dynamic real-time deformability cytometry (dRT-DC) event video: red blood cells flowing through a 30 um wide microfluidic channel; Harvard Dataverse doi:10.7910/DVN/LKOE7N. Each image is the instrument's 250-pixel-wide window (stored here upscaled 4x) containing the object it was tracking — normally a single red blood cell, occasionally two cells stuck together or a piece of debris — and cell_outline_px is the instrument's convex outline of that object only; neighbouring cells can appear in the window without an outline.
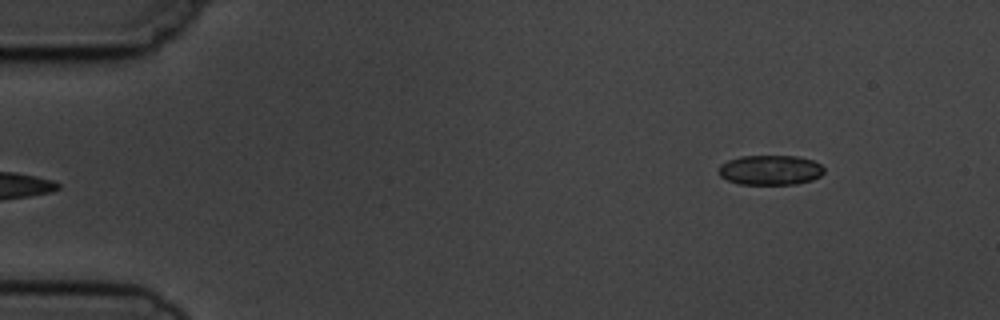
{"species": "common noctule bat (a hibernating species)", "species_latin": "Nyctalus noctula", "temperature_condition": "cold", "stored_images_in_passage": 4, "camera_frame_rate_fps": 3000, "um_per_image_px": 0.085, "animal": {"sex": "male", "body_mass_g": 19.5, "forearm_length_mm": 54.6}, "frame": {"image": 1, "passage_image": 4, "time_ms": 4.0, "image_size_px": [1000, 320], "cell_outline_px": [[824, 172], [820, 176], [812, 180], [796, 184], [740, 184], [728, 180], [720, 176], [720, 164], [728, 160], [740, 156], [796, 156], [812, 160], [820, 164], [824, 168]], "centroid_in_image_um": [65.49, 14.45], "position_along_channel_um": 19.5, "area_um2": 18.26}}